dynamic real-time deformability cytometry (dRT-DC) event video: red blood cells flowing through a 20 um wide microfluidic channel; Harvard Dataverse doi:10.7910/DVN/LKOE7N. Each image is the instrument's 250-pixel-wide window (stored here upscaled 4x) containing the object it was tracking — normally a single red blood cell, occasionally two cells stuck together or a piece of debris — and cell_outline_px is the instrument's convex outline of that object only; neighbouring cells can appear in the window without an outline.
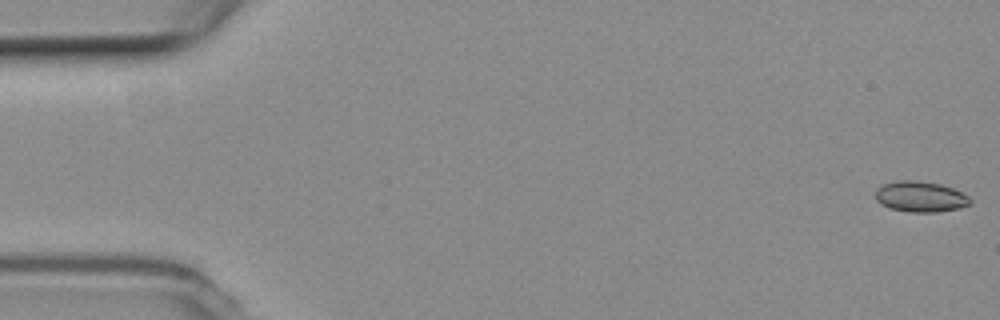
{"species": "common noctule bat (a hibernating species)", "species_latin": "Nyctalus noctula", "temperature_condition": "room temperature", "stored_images_in_passage": 16, "camera_frame_rate_fps": 3000, "um_per_image_px": 0.085, "animal": {"sex": "female", "body_mass_g": 19.3, "forearm_length_mm": 54.1}, "frame": {"image": 1, "passage_image": 1, "time_ms": 0.0, "image_size_px": [1000, 320], "cell_outline_px": [[972, 204], [960, 208], [936, 212], [912, 212], [888, 208], [880, 204], [876, 200], [876, 188], [884, 184], [900, 180], [916, 180], [940, 184], [952, 188], [968, 196], [972, 200]], "centroid_in_image_um": [78.23, 16.72], "position_along_channel_um": 6.8, "area_um2": 16.99}}
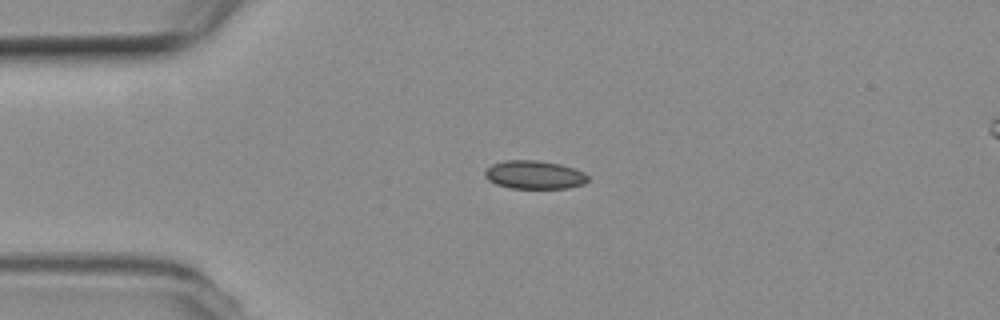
{"frame": {"image": 2, "passage_image": 13, "time_ms": 4.0, "image_size_px": [1000, 320], "cell_outline_px": [[588, 180], [584, 184], [568, 188], [512, 188], [496, 184], [488, 180], [484, 176], [484, 172], [492, 164], [504, 160], [536, 160], [560, 164], [584, 172], [588, 176]], "centroid_in_image_um": [45.41, 14.86], "position_along_channel_um": 39.6, "area_um2": 16.99}}